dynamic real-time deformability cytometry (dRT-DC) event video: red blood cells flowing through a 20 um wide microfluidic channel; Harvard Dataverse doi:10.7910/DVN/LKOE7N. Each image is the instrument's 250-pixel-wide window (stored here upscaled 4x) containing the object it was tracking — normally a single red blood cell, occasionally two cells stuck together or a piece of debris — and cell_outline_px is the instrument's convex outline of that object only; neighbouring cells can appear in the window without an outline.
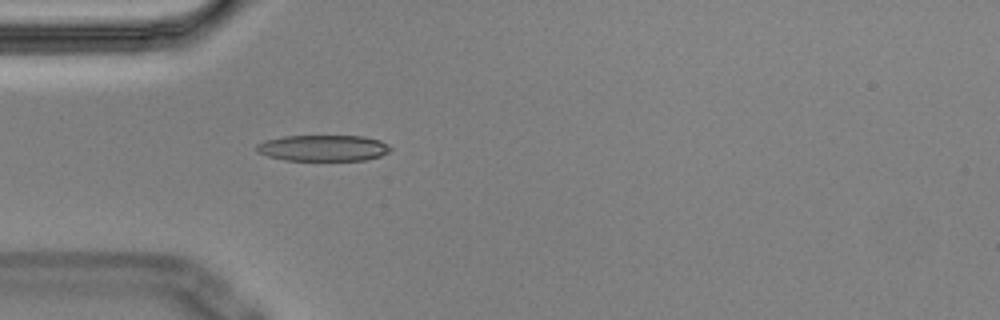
{"species": "Egyptian fruit bat (a non-hibernating species)", "species_latin": "Rousettus aegyptiacus", "temperature_condition": "cold", "stored_images_in_passage": 5, "camera_frame_rate_fps": 3000, "um_per_image_px": 0.085, "animal": {"sex": "male"}, "frame": {"image": 1, "passage_image": 5, "time_ms": 1.333, "image_size_px": [1000, 320], "cell_outline_px": [[392, 148], [388, 152], [380, 156], [364, 160], [284, 160], [268, 156], [256, 152], [256, 144], [264, 140], [284, 136], [364, 136], [380, 140], [388, 144]], "centroid_in_image_um": [27.45, 12.58], "position_along_channel_um": 57.5, "area_um2": 20.46}}